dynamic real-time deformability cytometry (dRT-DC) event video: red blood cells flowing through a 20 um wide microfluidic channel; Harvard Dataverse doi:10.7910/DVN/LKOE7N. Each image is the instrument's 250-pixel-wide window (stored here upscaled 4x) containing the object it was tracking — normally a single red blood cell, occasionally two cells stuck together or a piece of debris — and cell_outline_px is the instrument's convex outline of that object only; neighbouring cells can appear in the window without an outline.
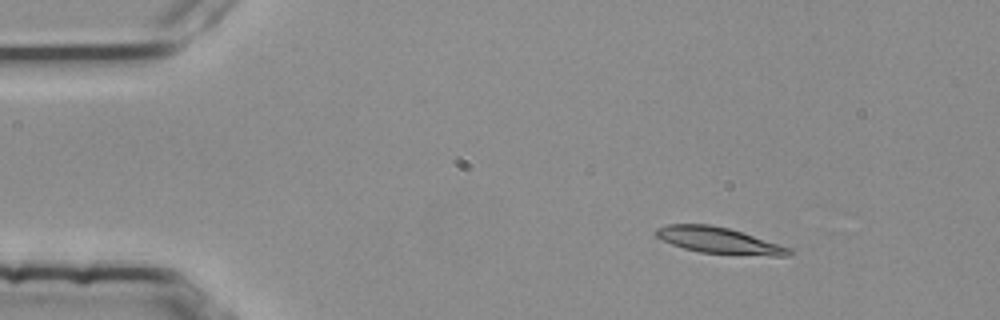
{"species": "common noctule bat (a hibernating species)", "species_latin": "Nyctalus noctula", "temperature_condition": "room temperature", "stored_images_in_passage": 2, "camera_frame_rate_fps": 3000, "um_per_image_px": 0.085, "animal": {"sex": "female", "body_mass_g": 25.1}, "frame": {"image": 1, "passage_image": 1, "time_ms": 0.0, "image_size_px": [1000, 320], "cell_outline_px": [[792, 256], [772, 256], [700, 252], [684, 248], [672, 244], [656, 236], [656, 228], [668, 224], [712, 224], [728, 228], [792, 248]], "centroid_in_image_um": [61.14, 20.44], "position_along_channel_um": 23.9, "area_um2": 20.11}}